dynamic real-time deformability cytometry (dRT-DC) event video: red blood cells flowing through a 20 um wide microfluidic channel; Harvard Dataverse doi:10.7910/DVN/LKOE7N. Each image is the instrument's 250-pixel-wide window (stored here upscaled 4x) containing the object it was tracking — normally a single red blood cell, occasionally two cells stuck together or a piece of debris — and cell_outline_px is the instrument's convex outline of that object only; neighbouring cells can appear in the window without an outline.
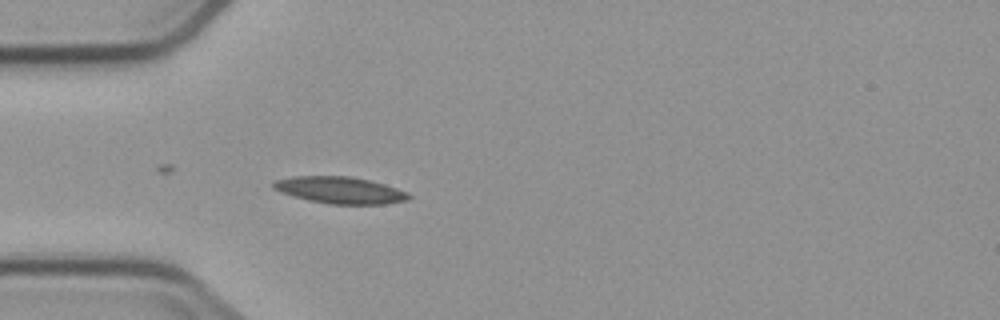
{"species": "common noctule bat (a hibernating species)", "species_latin": "Nyctalus noctula", "temperature_condition": "cold", "stored_images_in_passage": 6, "camera_frame_rate_fps": 3000, "um_per_image_px": 0.085, "animal": {"sex": "male", "body_mass_g": 23.1, "forearm_length_mm": 52.7}, "frame": {"image": 1, "passage_image": 6, "time_ms": 5.667, "image_size_px": [1000, 320], "cell_outline_px": [[412, 196], [408, 200], [384, 204], [328, 204], [308, 200], [292, 196], [280, 192], [272, 188], [272, 180], [292, 176], [352, 176], [384, 184], [408, 192]], "centroid_in_image_um": [28.86, 16.16], "position_along_channel_um": 56.1, "area_um2": 21.33}}